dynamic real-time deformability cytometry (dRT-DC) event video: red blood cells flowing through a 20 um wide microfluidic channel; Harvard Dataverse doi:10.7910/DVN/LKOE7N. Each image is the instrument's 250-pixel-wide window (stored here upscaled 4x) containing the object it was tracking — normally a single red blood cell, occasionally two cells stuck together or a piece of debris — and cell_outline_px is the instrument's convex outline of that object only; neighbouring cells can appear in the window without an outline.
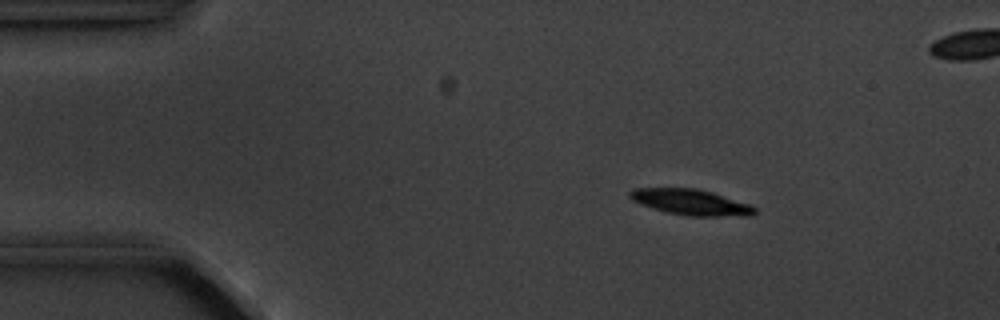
{"species": "common noctule bat (a hibernating species)", "species_latin": "Nyctalus noctula", "temperature_condition": "cold", "stored_images_in_passage": 6, "camera_frame_rate_fps": 3000, "um_per_image_px": 0.085, "animal": {"sex": "male", "body_mass_g": 20.1, "forearm_length_mm": 53.5}, "frame": {"image": 1, "passage_image": 3, "time_ms": 2.333, "image_size_px": [1000, 320], "cell_outline_px": [[756, 212], [752, 216], [688, 216], [668, 212], [652, 208], [640, 204], [632, 200], [628, 196], [628, 192], [632, 188], [696, 188], [712, 192], [748, 204], [756, 208]], "centroid_in_image_um": [58.69, 17.18], "position_along_channel_um": 26.3, "area_um2": 18.73}}